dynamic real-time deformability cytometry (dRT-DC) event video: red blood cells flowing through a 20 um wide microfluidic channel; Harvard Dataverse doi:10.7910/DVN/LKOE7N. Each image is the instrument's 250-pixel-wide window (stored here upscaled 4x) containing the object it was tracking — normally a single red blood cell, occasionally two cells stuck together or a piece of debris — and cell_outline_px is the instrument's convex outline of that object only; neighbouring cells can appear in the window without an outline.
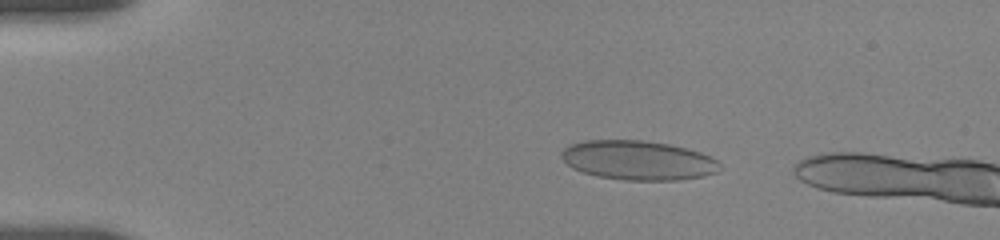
{"species": "human", "species_latin": "Homo sapiens", "temperature_condition": "room temperature", "stored_images_in_passage": 11, "camera_frame_rate_fps": 3000, "um_per_image_px": 0.085, "donor": {"sex": "female"}, "frame": {"image": 1, "passage_image": 7, "time_ms": 2.333, "image_size_px": [1000, 240], "cell_outline_px": [[720, 168], [716, 172], [704, 176], [676, 180], [624, 180], [596, 176], [572, 168], [560, 156], [560, 152], [564, 148], [572, 144], [584, 140], [640, 140], [668, 144], [700, 152], [716, 160], [720, 164]], "centroid_in_image_um": [54.21, 13.63], "position_along_channel_um": 30.8, "area_um2": 36.13}}